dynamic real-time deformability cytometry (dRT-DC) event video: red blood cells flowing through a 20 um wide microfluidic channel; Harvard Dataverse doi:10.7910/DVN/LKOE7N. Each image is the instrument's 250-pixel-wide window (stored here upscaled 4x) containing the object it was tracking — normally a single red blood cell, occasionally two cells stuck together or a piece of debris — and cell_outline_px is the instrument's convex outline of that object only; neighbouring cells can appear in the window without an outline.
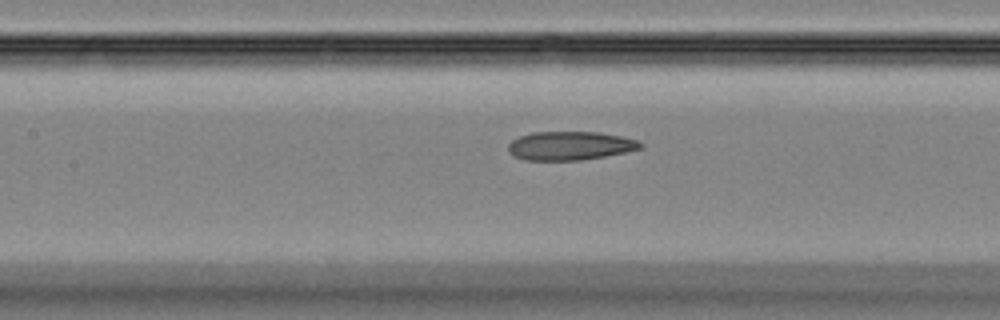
{"species": "Egyptian fruit bat (a non-hibernating species)", "species_latin": "Rousettus aegyptiacus", "temperature_condition": "room temperature", "stored_images_in_passage": 45, "camera_frame_rate_fps": 3000, "um_per_image_px": 0.085, "animal": {"sex": "female"}, "frame": {"image": 1, "passage_image": 20, "time_ms": 6.333, "image_size_px": [1000, 320], "cell_outline_px": [[644, 148], [628, 152], [580, 160], [524, 160], [508, 152], [508, 144], [512, 140], [520, 136], [532, 132], [600, 132], [620, 136], [636, 140], [644, 144]], "centroid_in_image_um": [48.47, 12.39], "position_along_channel_um": 158.9, "area_um2": 22.14}}
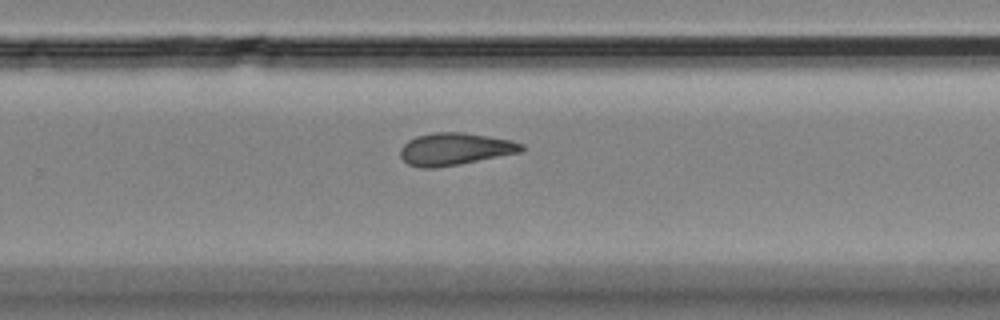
{"frame": {"image": 2, "passage_image": 29, "time_ms": 9.333, "image_size_px": [1000, 320], "cell_outline_px": [[524, 148], [520, 152], [460, 164], [436, 168], [420, 168], [408, 164], [400, 156], [400, 148], [408, 140], [416, 136], [436, 132], [464, 132], [512, 140], [524, 144]], "centroid_in_image_um": [38.65, 12.67], "position_along_channel_um": 291.1, "area_um2": 22.83}}
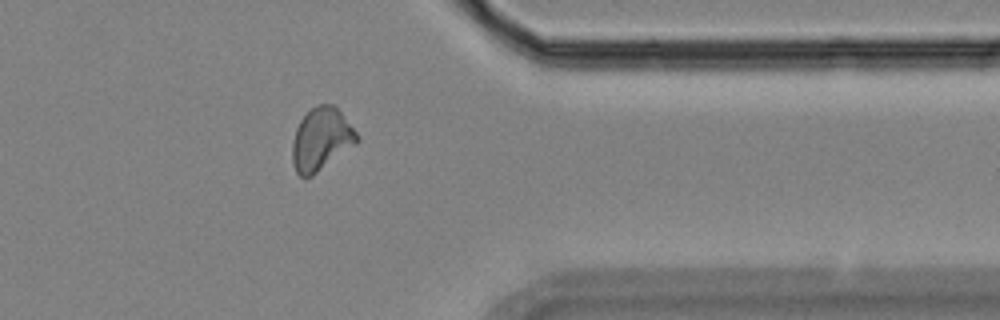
{"frame": {"image": 3, "passage_image": 36, "time_ms": 11.667, "image_size_px": [1000, 320], "cell_outline_px": [[360, 140], [356, 144], [312, 176], [300, 176], [296, 172], [292, 164], [292, 140], [296, 128], [300, 120], [312, 108], [320, 104], [336, 104], [360, 136]], "centroid_in_image_um": [27.32, 11.82], "position_along_channel_um": 384.1, "area_um2": 23.81}}